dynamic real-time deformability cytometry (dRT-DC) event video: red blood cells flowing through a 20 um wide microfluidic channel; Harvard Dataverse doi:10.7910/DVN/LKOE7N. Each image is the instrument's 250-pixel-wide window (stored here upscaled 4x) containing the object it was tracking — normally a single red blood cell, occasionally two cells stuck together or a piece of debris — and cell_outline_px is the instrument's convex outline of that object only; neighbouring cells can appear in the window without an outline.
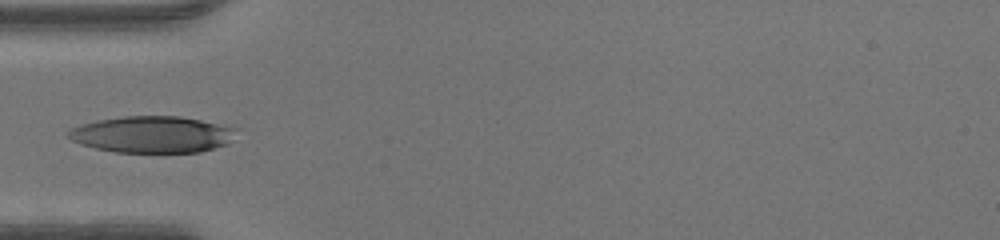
{"species": "human", "species_latin": "Homo sapiens", "temperature_condition": "warm", "stored_images_in_passage": 33, "camera_frame_rate_fps": 3000, "um_per_image_px": 0.085, "donor": {"sex": "male"}, "frame": {"image": 1, "passage_image": 1, "time_ms": 0.0, "image_size_px": [1000, 240], "cell_outline_px": [[236, 128], [228, 144], [200, 152], [116, 152], [96, 148], [80, 144], [64, 136], [72, 128], [84, 124], [100, 120], [124, 116], [180, 116], [200, 120]], "centroid_in_image_um": [12.92, 11.43], "position_along_channel_um": 72.1, "area_um2": 35.43}}
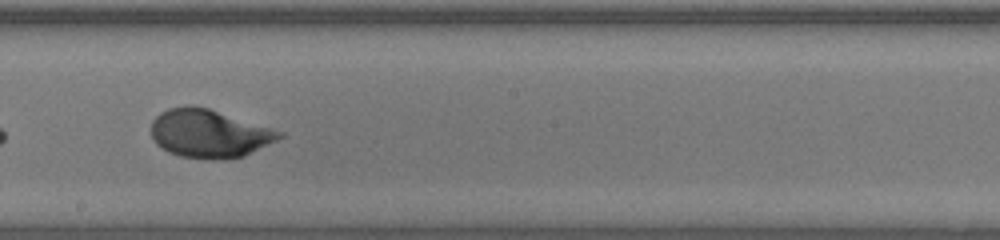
{"frame": {"image": 2, "passage_image": 12, "time_ms": 3.667, "image_size_px": [1000, 240], "cell_outline_px": [[284, 136], [244, 156], [224, 160], [212, 160], [180, 156], [168, 152], [156, 144], [152, 140], [152, 120], [160, 112], [168, 108], [188, 104], [192, 104], [208, 108], [284, 132]], "centroid_in_image_um": [17.75, 11.35], "position_along_channel_um": 230.5, "area_um2": 36.18}}
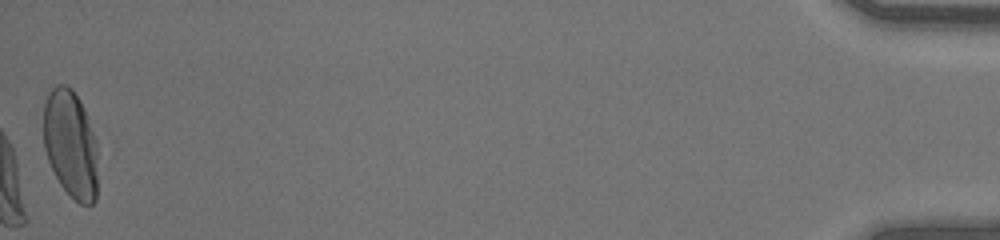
{"frame": {"image": 3, "passage_image": 33, "time_ms": 10.667, "image_size_px": [1000, 240], "cell_outline_px": [[96, 200], [92, 204], [80, 204], [60, 184], [48, 160], [44, 148], [44, 104], [48, 92], [56, 84], [64, 84], [72, 88], [80, 100], [84, 108], [96, 140]], "centroid_in_image_um": [5.99, 12.2], "position_along_channel_um": 429.2, "area_um2": 33.99}}